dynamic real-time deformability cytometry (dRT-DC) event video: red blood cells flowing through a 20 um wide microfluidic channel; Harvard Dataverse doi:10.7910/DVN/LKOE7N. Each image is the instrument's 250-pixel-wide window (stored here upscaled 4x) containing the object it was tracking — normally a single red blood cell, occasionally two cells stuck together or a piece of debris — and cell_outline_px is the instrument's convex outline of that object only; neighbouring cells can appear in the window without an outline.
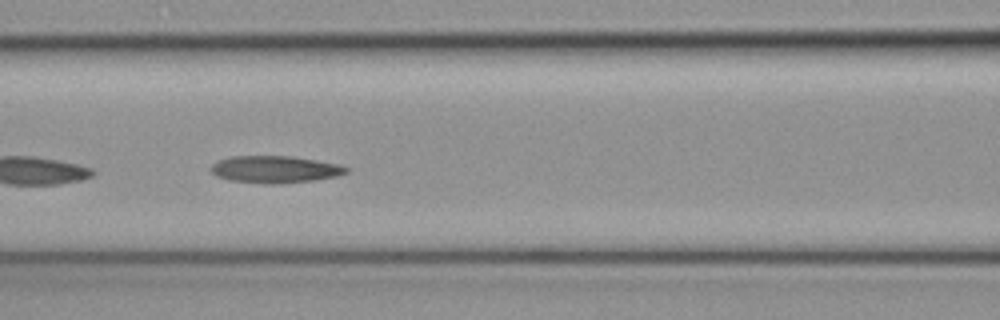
{"species": "common noctule bat (a hibernating species)", "species_latin": "Nyctalus noctula", "temperature_condition": "cold", "stored_images_in_passage": 30, "camera_frame_rate_fps": 3000, "um_per_image_px": 0.085, "animal": {"sex": "female", "body_mass_g": 19.3, "forearm_length_mm": 54.1}, "frame": {"image": 1, "passage_image": 22, "time_ms": 7.0, "image_size_px": [1000, 320], "cell_outline_px": [[348, 172], [336, 176], [316, 180], [280, 184], [264, 184], [228, 180], [216, 176], [212, 172], [212, 164], [220, 160], [232, 156], [292, 156], [316, 160], [336, 164], [348, 168]], "centroid_in_image_um": [23.36, 14.41], "position_along_channel_um": 143.2, "area_um2": 21.33}}